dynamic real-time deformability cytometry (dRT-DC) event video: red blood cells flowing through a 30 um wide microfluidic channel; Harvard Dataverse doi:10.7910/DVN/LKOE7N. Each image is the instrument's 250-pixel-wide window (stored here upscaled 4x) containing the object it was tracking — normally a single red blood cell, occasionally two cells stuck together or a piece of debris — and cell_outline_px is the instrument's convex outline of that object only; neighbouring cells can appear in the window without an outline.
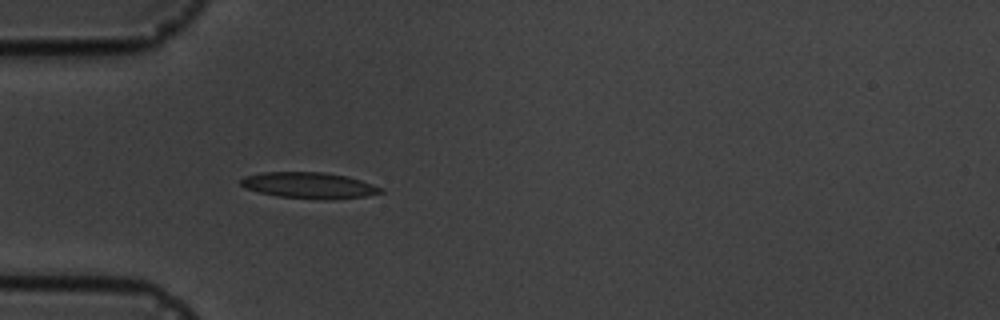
{"species": "common noctule bat (a hibernating species)", "species_latin": "Nyctalus noctula", "temperature_condition": "cold", "stored_images_in_passage": 3, "camera_frame_rate_fps": 3000, "um_per_image_px": 0.085, "animal": {"sex": "male", "body_mass_g": 19.5, "forearm_length_mm": 54.6}, "frame": {"image": 1, "passage_image": 3, "time_ms": 2.333, "image_size_px": [1000, 320], "cell_outline_px": [[384, 192], [364, 196], [324, 200], [276, 196], [244, 188], [240, 184], [240, 180], [244, 176], [264, 172], [324, 172], [348, 176], [384, 188]], "centroid_in_image_um": [26.27, 15.75], "position_along_channel_um": 58.7, "area_um2": 21.33}}